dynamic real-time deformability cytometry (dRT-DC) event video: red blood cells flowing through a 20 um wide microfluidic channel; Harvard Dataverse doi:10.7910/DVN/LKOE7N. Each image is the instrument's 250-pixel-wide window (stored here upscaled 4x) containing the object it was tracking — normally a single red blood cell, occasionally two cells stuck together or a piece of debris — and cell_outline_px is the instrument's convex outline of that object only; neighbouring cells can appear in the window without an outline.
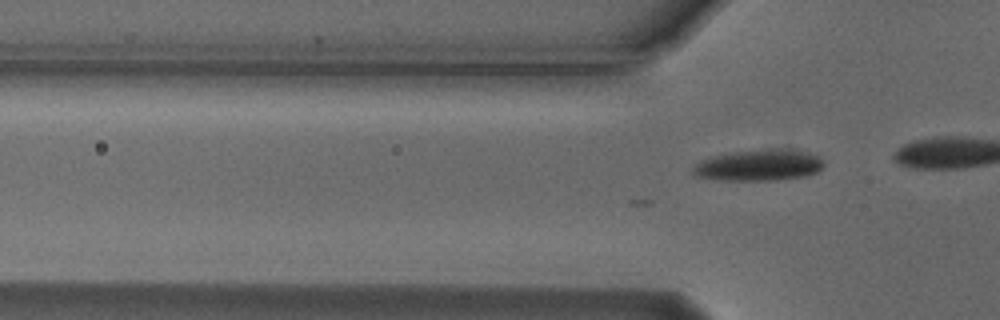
{"species": "Egyptian fruit bat (a non-hibernating species)", "species_latin": "Rousettus aegyptiacus", "temperature_condition": "cold", "stored_images_in_passage": 3, "camera_frame_rate_fps": 3000, "um_per_image_px": 0.085, "animal": {"sex": "male"}, "frame": {"image": 1, "passage_image": 3, "time_ms": 0.667, "image_size_px": [1000, 320], "cell_outline_px": [[824, 168], [808, 176], [776, 180], [716, 180], [692, 176], [692, 168], [700, 160], [712, 156], [732, 152], [808, 152], [820, 156], [824, 160]], "centroid_in_image_um": [64.46, 14.11], "position_along_channel_um": 61.3, "area_um2": 23.12}}